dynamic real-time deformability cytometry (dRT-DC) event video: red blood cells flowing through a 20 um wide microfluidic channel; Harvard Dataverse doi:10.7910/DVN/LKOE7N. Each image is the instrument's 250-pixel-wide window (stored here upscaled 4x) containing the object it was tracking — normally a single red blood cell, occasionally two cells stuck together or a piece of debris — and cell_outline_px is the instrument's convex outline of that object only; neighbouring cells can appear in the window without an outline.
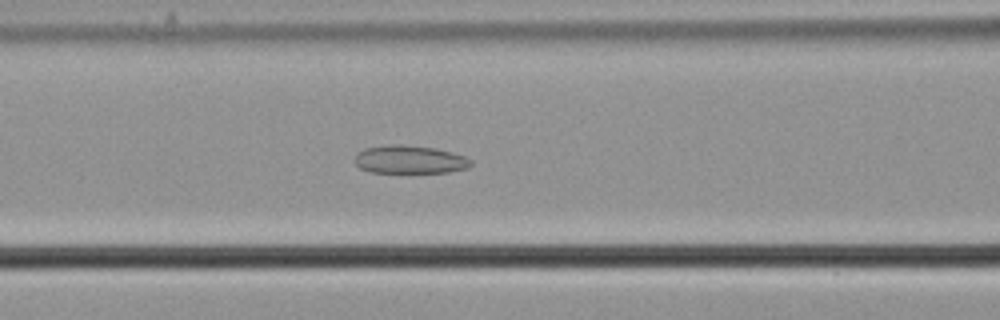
{"species": "common noctule bat (a hibernating species)", "species_latin": "Nyctalus noctula", "temperature_condition": "cold", "stored_images_in_passage": 57, "camera_frame_rate_fps": 3000, "um_per_image_px": 0.085, "animal": {"sex": "male", "body_mass_g": 21.5, "forearm_length_mm": 52.0}, "frame": {"image": 1, "passage_image": 24, "time_ms": 7.667, "image_size_px": [1000, 320], "cell_outline_px": [[472, 164], [468, 168], [448, 172], [408, 176], [368, 172], [360, 168], [356, 164], [356, 152], [364, 148], [388, 144], [400, 144], [436, 148], [452, 152], [464, 156], [472, 160]], "centroid_in_image_um": [34.81, 13.62], "position_along_channel_um": 131.8, "area_um2": 20.29}}
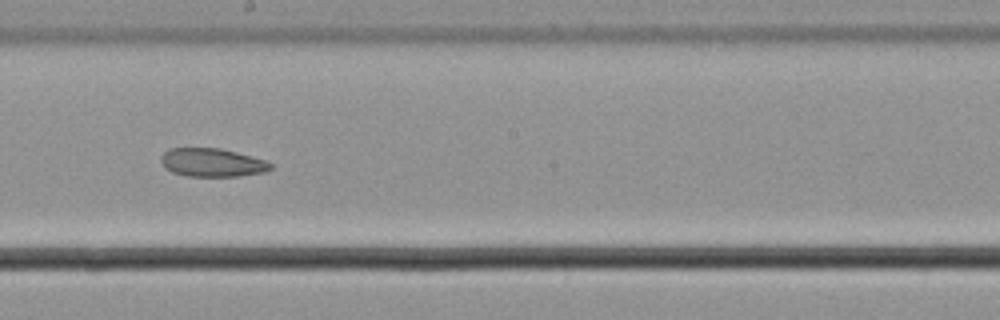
{"frame": {"image": 2, "passage_image": 32, "time_ms": 10.333, "image_size_px": [1000, 320], "cell_outline_px": [[272, 168], [264, 172], [240, 176], [188, 176], [172, 172], [164, 168], [160, 160], [160, 156], [168, 148], [220, 148], [236, 152], [264, 160], [272, 164]], "centroid_in_image_um": [17.99, 13.81], "position_along_channel_um": 230.2, "area_um2": 18.15}}
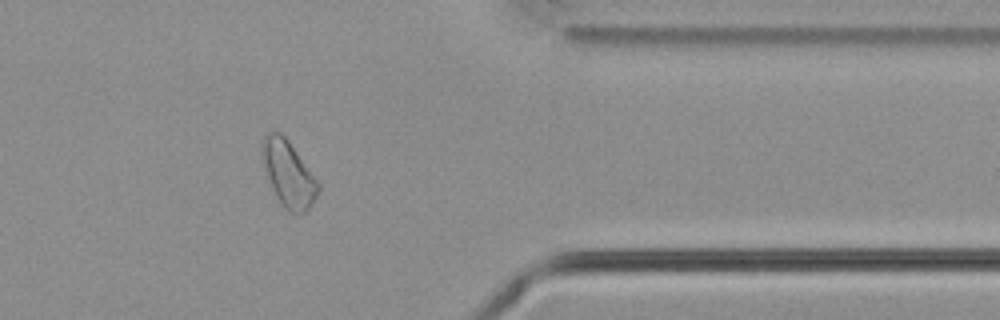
{"frame": {"image": 3, "passage_image": 46, "time_ms": 15.0, "image_size_px": [1000, 320], "cell_outline_px": [[320, 192], [312, 204], [300, 216], [288, 212], [284, 208], [276, 196], [272, 188], [260, 152], [260, 144], [264, 136], [268, 132], [280, 132], [288, 140], [320, 184]], "centroid_in_image_um": [24.52, 14.8], "position_along_channel_um": 386.9, "area_um2": 21.56}}